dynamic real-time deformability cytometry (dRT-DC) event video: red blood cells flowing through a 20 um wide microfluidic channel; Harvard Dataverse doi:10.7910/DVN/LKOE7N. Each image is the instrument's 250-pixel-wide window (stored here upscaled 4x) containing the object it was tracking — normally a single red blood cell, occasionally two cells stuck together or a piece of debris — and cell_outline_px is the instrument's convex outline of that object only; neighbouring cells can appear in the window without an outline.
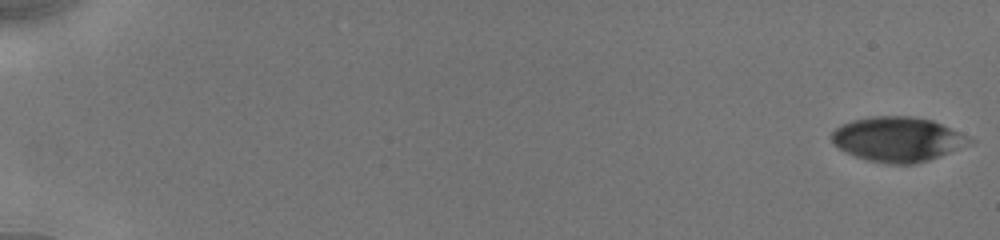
{"species": "human", "species_latin": "Homo sapiens", "temperature_condition": "cold", "stored_images_in_passage": 63, "camera_frame_rate_fps": 3000, "um_per_image_px": 0.085, "donor": {"sex": "male"}, "frame": {"image": 1, "passage_image": 1, "time_ms": 0.0, "image_size_px": [1000, 240], "cell_outline_px": [[976, 140], [972, 144], [928, 160], [912, 164], [888, 164], [868, 160], [844, 152], [832, 140], [832, 132], [840, 124], [852, 120], [872, 116], [912, 116], [932, 120], [968, 136]], "centroid_in_image_um": [76.32, 11.83], "position_along_channel_um": 8.7, "area_um2": 35.84}}
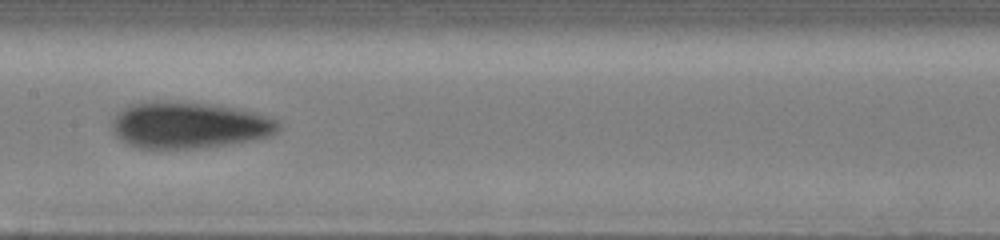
{"frame": {"image": 2, "passage_image": 34, "time_ms": 9.667, "image_size_px": [1000, 240], "cell_outline_px": [[280, 128], [272, 136], [224, 144], [196, 148], [140, 148], [128, 144], [120, 140], [112, 132], [112, 120], [128, 104], [144, 100], [168, 100], [212, 104], [252, 112], [280, 120]], "centroid_in_image_um": [16.01, 10.61], "position_along_channel_um": 191.4, "area_um2": 45.14}}
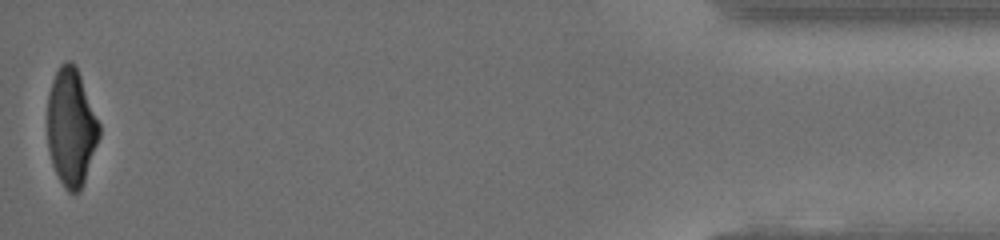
{"frame": {"image": 3, "passage_image": 62, "time_ms": 17.667, "image_size_px": [1000, 240], "cell_outline_px": [[100, 136], [84, 184], [80, 192], [68, 192], [64, 188], [52, 164], [48, 148], [48, 92], [52, 80], [60, 64], [64, 60], [72, 60], [76, 64], [100, 124]], "centroid_in_image_um": [6.06, 10.8], "position_along_channel_um": 429.1, "area_um2": 35.84}, "authors_computed_cell_mechanics": {"area_um2": 39.304, "velocity_mm_per_s": 3.9318, "shape_relaxation_time_tau1_ms": 2.802, "shape_relaxation_time_tau2_ms": 4.1731, "deformation_change_tau1": 0.1222, "deformation_change_tau2": 0.1005}}